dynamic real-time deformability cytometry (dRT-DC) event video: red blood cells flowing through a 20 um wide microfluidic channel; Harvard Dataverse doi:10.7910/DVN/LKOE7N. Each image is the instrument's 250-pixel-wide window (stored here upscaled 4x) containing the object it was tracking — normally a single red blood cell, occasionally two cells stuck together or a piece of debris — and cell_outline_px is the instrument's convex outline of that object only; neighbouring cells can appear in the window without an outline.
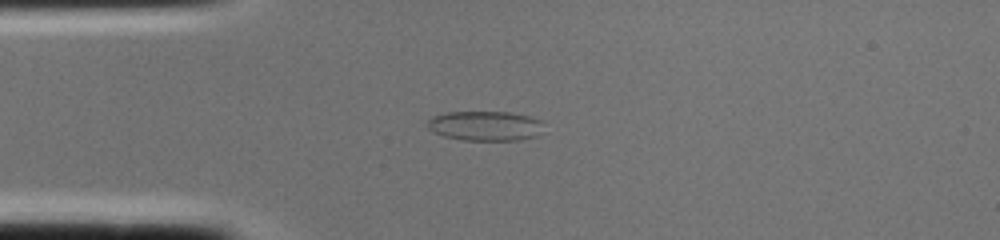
{"species": "common noctule bat (a hibernating species)", "species_latin": "Nyctalus noctula", "temperature_condition": "cold", "stored_images_in_passage": 1, "camera_frame_rate_fps": 3000, "um_per_image_px": 0.085, "animal": {"sex": "female", "body_mass_g": 22.0, "forearm_length_mm": 56.7}, "frame": {"image": 1, "passage_image": 1, "time_ms": 0.0, "image_size_px": [1000, 240], "cell_outline_px": [[540, 120], [536, 136], [520, 140], [464, 140], [444, 136], [432, 132], [424, 124], [432, 116], [444, 112], [512, 112], [528, 116]], "centroid_in_image_um": [41.12, 10.69], "position_along_channel_um": 43.9, "area_um2": 20.0}}